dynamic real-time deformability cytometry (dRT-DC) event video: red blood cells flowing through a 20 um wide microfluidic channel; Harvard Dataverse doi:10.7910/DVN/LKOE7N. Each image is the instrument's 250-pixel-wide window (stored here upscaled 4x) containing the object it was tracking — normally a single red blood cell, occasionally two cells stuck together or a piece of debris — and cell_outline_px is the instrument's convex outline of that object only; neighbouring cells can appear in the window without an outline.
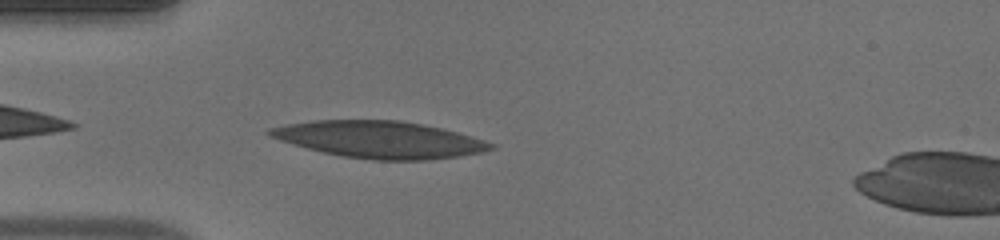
{"species": "human", "species_latin": "Homo sapiens", "temperature_condition": "warm", "stored_images_in_passage": 35, "camera_frame_rate_fps": 3000, "um_per_image_px": 0.085, "donor": {"sex": "male"}, "frame": {"image": 1, "passage_image": 1, "time_ms": 0.0, "image_size_px": [1000, 240], "cell_outline_px": [[496, 148], [484, 152], [460, 156], [424, 160], [372, 160], [340, 156], [292, 144], [268, 136], [264, 132], [268, 128], [288, 124], [312, 120], [400, 120], [444, 128], [484, 140], [496, 144]], "centroid_in_image_um": [32.28, 11.86], "position_along_channel_um": 52.7, "area_um2": 47.74}}
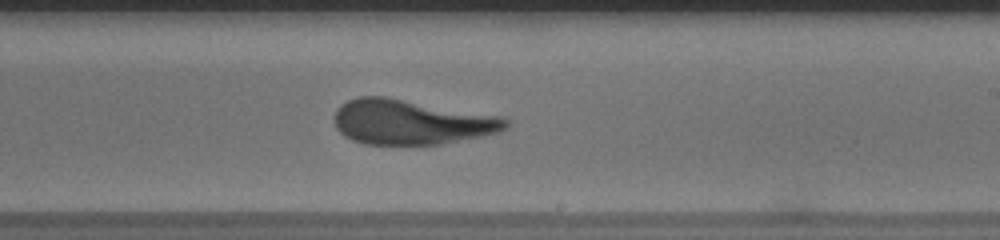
{"frame": {"image": 2, "passage_image": 16, "time_ms": 5.0, "image_size_px": [1000, 240], "cell_outline_px": [[508, 128], [500, 132], [484, 136], [440, 144], [364, 144], [352, 140], [344, 136], [336, 128], [336, 108], [340, 104], [348, 100], [360, 96], [384, 96], [500, 116], [508, 120]], "centroid_in_image_um": [34.95, 10.38], "position_along_channel_um": 254.0, "area_um2": 44.74}}
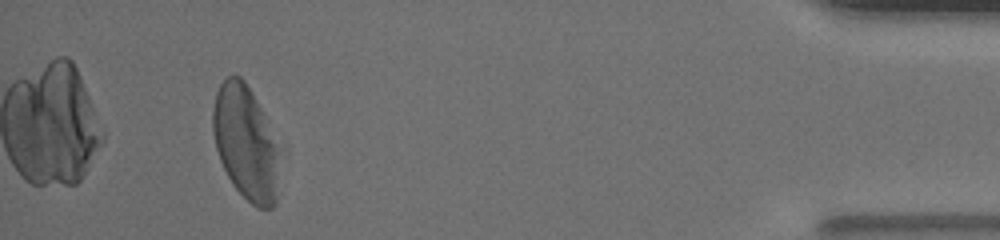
{"frame": {"image": 3, "passage_image": 32, "time_ms": 10.333, "image_size_px": [1000, 240], "cell_outline_px": [[288, 152], [276, 204], [272, 208], [260, 208], [252, 204], [232, 184], [220, 160], [216, 148], [212, 128], [212, 108], [216, 92], [220, 84], [228, 76], [240, 76], [244, 80], [288, 148]], "centroid_in_image_um": [21.07, 12.18], "position_along_channel_um": 414.1, "area_um2": 47.57}, "authors_computed_cell_mechanics": {"area_um2": 45.5464, "velocity_mm_per_s": 4.2129, "shape_relaxation_time_tau1_ms": 6.7547, "shape_relaxation_time_tau2_ms": 1.1889, "deformation_change_tau1": 0.2412, "deformation_change_tau2": 0.0987}}